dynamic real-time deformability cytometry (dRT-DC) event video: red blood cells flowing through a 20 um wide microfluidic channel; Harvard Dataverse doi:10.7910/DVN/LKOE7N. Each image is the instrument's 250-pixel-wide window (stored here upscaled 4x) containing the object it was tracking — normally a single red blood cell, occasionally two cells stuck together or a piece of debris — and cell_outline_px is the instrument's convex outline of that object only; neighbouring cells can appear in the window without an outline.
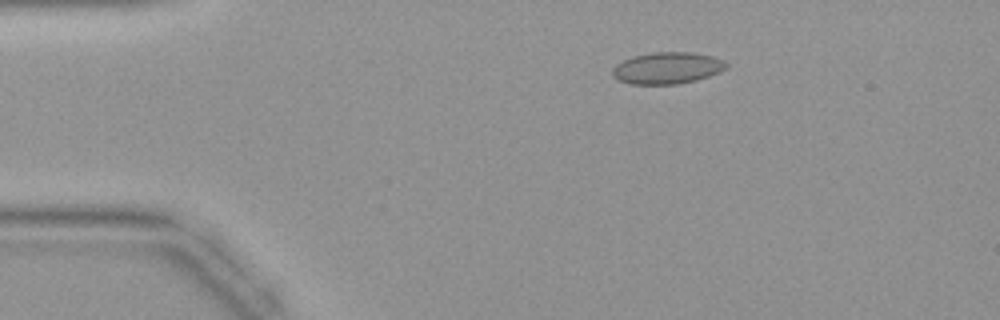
{"species": "common noctule bat (a hibernating species)", "species_latin": "Nyctalus noctula", "temperature_condition": "warm", "stored_images_in_passage": 37, "camera_frame_rate_fps": 3000, "um_per_image_px": 0.085, "animal": {"sex": "female", "body_mass_g": 19.9}, "frame": {"image": 1, "passage_image": 1, "time_ms": 0.0, "image_size_px": [1000, 320], "cell_outline_px": [[728, 68], [720, 72], [696, 80], [676, 84], [628, 84], [612, 76], [612, 68], [616, 64], [632, 56], [652, 52], [692, 52], [712, 56], [724, 60], [728, 64]], "centroid_in_image_um": [56.72, 5.78], "position_along_channel_um": 28.3, "area_um2": 21.15}}
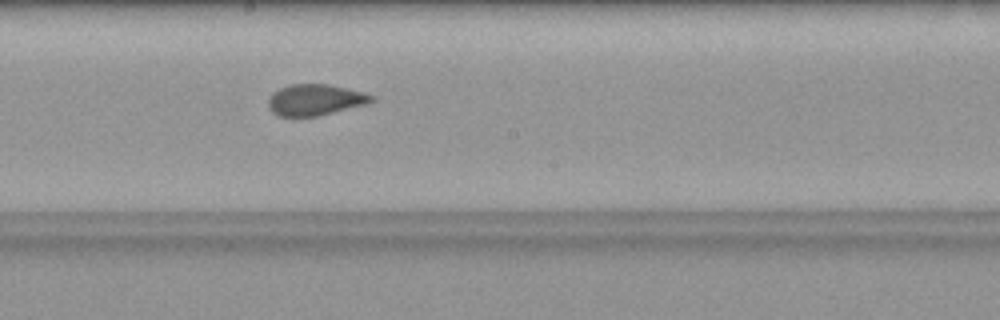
{"frame": {"image": 2, "passage_image": 17, "time_ms": 5.333, "image_size_px": [1000, 320], "cell_outline_px": [[376, 100], [368, 104], [320, 116], [280, 116], [272, 112], [268, 108], [268, 96], [272, 92], [288, 84], [328, 84], [364, 92], [372, 96]], "centroid_in_image_um": [26.78, 8.49], "position_along_channel_um": 221.4, "area_um2": 19.02}}
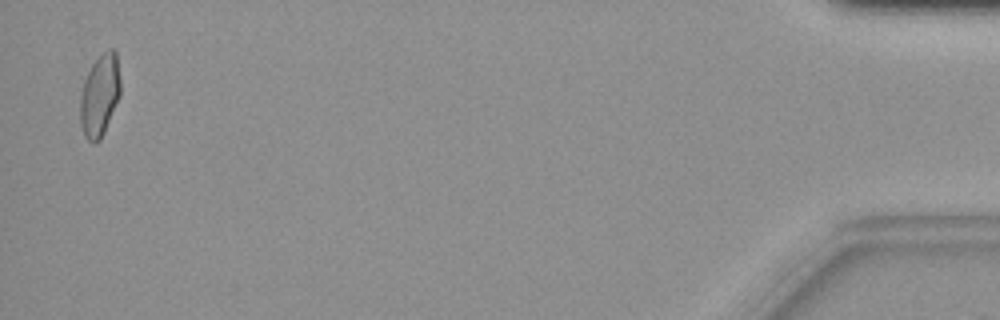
{"frame": {"image": 3, "passage_image": 36, "time_ms": 11.667, "image_size_px": [1000, 320], "cell_outline_px": [[120, 96], [104, 132], [100, 140], [96, 144], [92, 144], [84, 136], [80, 124], [80, 96], [84, 80], [92, 64], [108, 48], [112, 48], [116, 52], [120, 80]], "centroid_in_image_um": [8.47, 8.14], "position_along_channel_um": 426.7, "area_um2": 19.31}}